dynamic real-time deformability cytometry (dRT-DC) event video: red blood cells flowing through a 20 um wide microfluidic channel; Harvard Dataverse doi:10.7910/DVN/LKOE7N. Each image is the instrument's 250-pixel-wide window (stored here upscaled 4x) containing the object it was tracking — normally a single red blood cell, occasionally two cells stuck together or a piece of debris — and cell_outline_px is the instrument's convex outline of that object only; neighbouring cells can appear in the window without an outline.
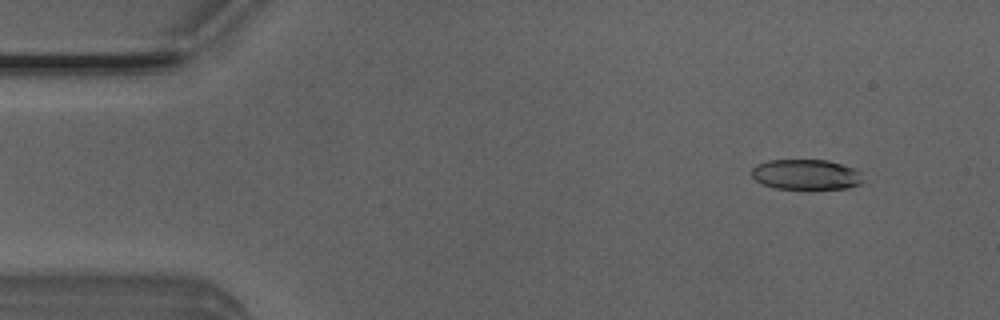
{"species": "Egyptian fruit bat (a non-hibernating species)", "species_latin": "Rousettus aegyptiacus", "temperature_condition": "room temperature", "stored_images_in_passage": 51, "camera_frame_rate_fps": 3000, "um_per_image_px": 0.085, "animal": {"sex": "male"}, "frame": {"image": 1, "passage_image": 5, "time_ms": 1.333, "image_size_px": [1000, 320], "cell_outline_px": [[860, 184], [848, 188], [776, 188], [760, 184], [752, 176], [752, 168], [756, 164], [768, 160], [828, 160], [856, 168], [860, 172]], "centroid_in_image_um": [68.48, 14.82], "position_along_channel_um": 16.5, "area_um2": 19.54}}
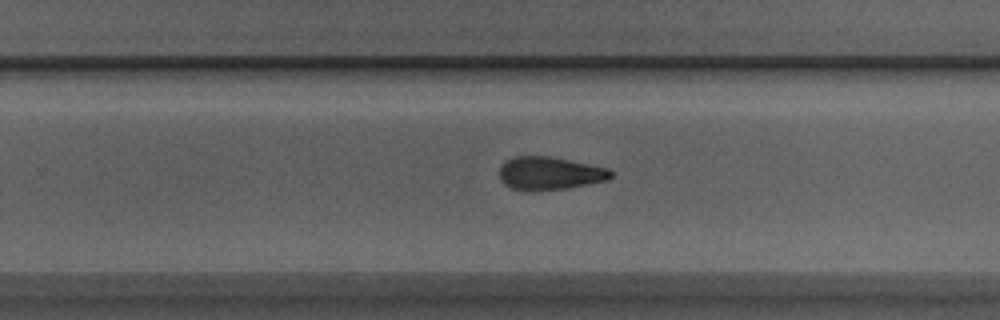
{"frame": {"image": 2, "passage_image": 32, "time_ms": 10.333, "image_size_px": [1000, 320], "cell_outline_px": [[612, 176], [608, 180], [568, 188], [532, 192], [524, 192], [512, 188], [504, 184], [500, 180], [500, 164], [504, 160], [512, 156], [552, 156], [608, 168], [612, 172]], "centroid_in_image_um": [46.67, 14.74], "position_along_channel_um": 283.1, "area_um2": 21.96}}
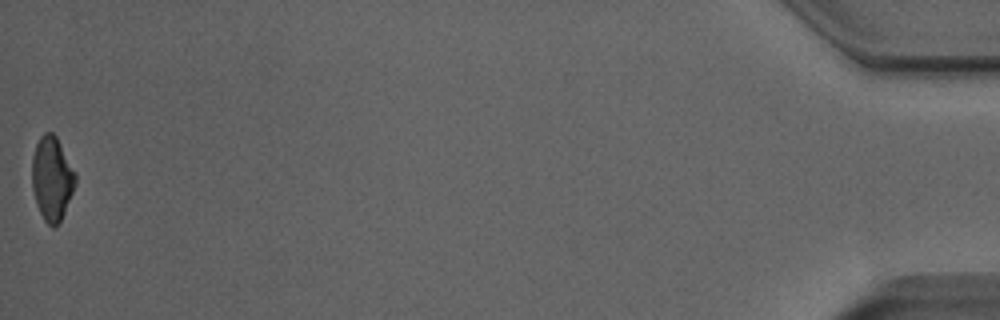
{"frame": {"image": 3, "passage_image": 51, "time_ms": 16.667, "image_size_px": [1000, 320], "cell_outline_px": [[76, 184], [64, 212], [60, 220], [52, 228], [44, 220], [36, 204], [32, 188], [32, 156], [36, 144], [40, 136], [44, 132], [52, 132], [56, 136], [76, 172]], "centroid_in_image_um": [4.41, 15.14], "position_along_channel_um": 430.8, "area_um2": 21.21}, "authors_computed_cell_mechanics": {"area_um2": 21.7328, "velocity_mm_per_s": 4.0088, "shape_relaxation_time_tau1_ms": 9.7541, "shape_relaxation_time_tau2_ms": 3.0607, "deformation_change_tau1": 0.2366, "deformation_change_tau2": 0.1165}}